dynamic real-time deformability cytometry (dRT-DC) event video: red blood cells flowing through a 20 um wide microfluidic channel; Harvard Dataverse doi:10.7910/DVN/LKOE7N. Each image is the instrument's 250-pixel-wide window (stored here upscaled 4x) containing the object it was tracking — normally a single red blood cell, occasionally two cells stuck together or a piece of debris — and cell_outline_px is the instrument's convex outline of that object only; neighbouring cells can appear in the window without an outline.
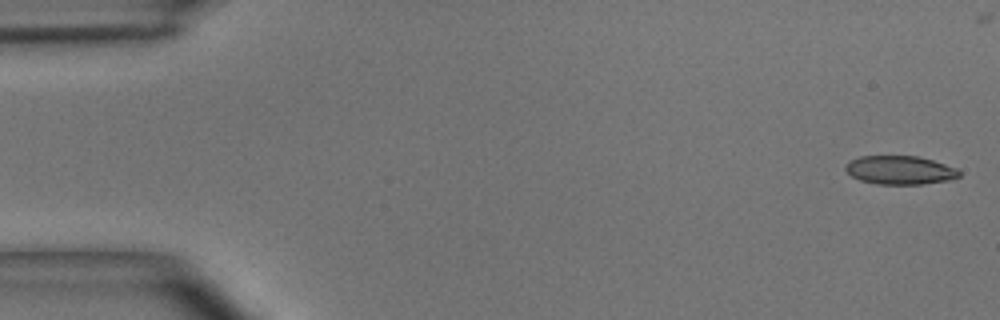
{"species": "common noctule bat (a hibernating species)", "species_latin": "Nyctalus noctula", "temperature_condition": "room temperature", "stored_images_in_passage": 45, "camera_frame_rate_fps": 3000, "um_per_image_px": 0.085, "animal": {"sex": "male", "body_mass_g": 15.6}, "frame": {"image": 1, "passage_image": 1, "time_ms": 0.0, "image_size_px": [1000, 320], "cell_outline_px": [[960, 176], [948, 180], [920, 184], [876, 184], [860, 180], [852, 176], [844, 168], [852, 160], [860, 156], [916, 156], [932, 160], [956, 168], [960, 172]], "centroid_in_image_um": [76.49, 14.46], "position_along_channel_um": 8.5, "area_um2": 18.67}}
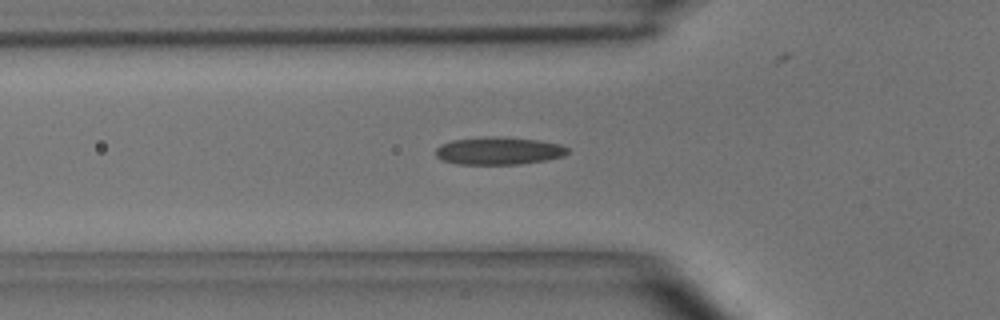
{"frame": {"image": 2, "passage_image": 16, "time_ms": 5.0, "image_size_px": [1000, 320], "cell_outline_px": [[568, 152], [564, 156], [548, 160], [520, 164], [456, 164], [444, 160], [436, 156], [436, 148], [440, 144], [452, 140], [484, 136], [496, 136], [540, 140], [560, 144], [568, 148]], "centroid_in_image_um": [42.4, 12.81], "position_along_channel_um": 83.4, "area_um2": 21.44}}
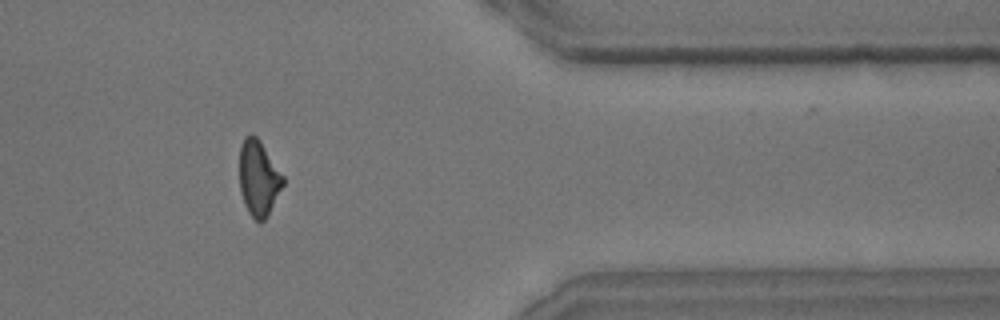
{"frame": {"image": 3, "passage_image": 40, "time_ms": 13.0, "image_size_px": [1000, 320], "cell_outline_px": [[284, 184], [268, 216], [260, 224], [248, 212], [244, 204], [240, 192], [240, 144], [244, 136], [252, 132], [260, 140], [284, 176]], "centroid_in_image_um": [21.98, 15.13], "position_along_channel_um": 389.4, "area_um2": 19.42}, "authors_computed_cell_mechanics": {"area_um2": 19.941, "velocity_mm_per_s": 4.0796, "shape_relaxation_time_tau1_ms": 5.8022, "shape_relaxation_time_tau2_ms": 1.7403, "deformation_change_tau1": 0.1809, "deformation_change_tau2": 0.1054}}